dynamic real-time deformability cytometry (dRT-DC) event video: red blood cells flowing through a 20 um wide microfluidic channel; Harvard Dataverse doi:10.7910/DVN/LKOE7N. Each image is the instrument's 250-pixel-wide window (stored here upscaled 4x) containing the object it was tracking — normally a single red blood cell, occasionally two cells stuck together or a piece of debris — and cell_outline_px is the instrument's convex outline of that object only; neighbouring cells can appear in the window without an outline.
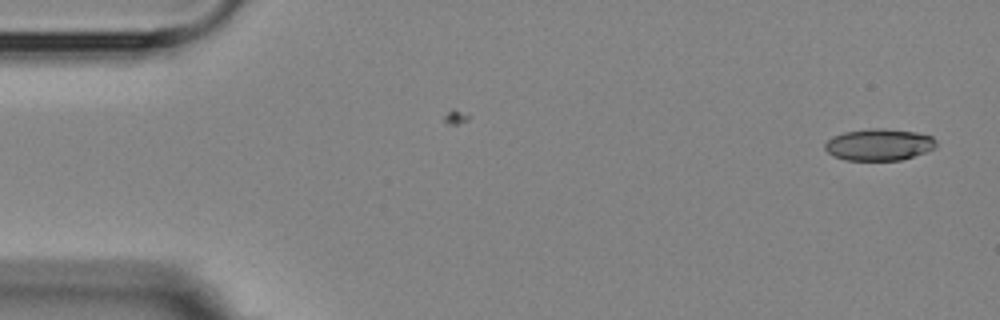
{"species": "Egyptian fruit bat (a non-hibernating species)", "species_latin": "Rousettus aegyptiacus", "temperature_condition": "room temperature", "stored_images_in_passage": 2, "camera_frame_rate_fps": 3000, "um_per_image_px": 0.085, "animal": {"sex": "female"}, "frame": {"image": 1, "passage_image": 2, "time_ms": 2.0, "image_size_px": [1000, 320], "cell_outline_px": [[936, 148], [900, 160], [844, 160], [832, 156], [824, 148], [824, 144], [832, 136], [844, 132], [872, 128], [884, 128], [916, 132], [932, 136], [936, 140]], "centroid_in_image_um": [74.69, 12.29], "position_along_channel_um": 10.3, "area_um2": 20.63}}